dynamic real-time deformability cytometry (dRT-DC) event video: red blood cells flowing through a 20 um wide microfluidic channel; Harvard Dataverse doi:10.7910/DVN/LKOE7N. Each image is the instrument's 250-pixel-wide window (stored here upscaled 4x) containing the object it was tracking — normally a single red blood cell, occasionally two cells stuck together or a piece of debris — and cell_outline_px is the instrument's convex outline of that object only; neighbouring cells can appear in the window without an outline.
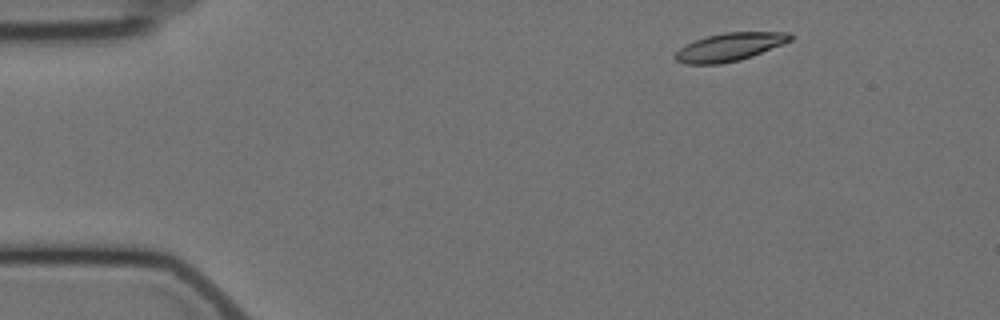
{"species": "Egyptian fruit bat (a non-hibernating species)", "species_latin": "Rousettus aegyptiacus", "temperature_condition": "cold", "stored_images_in_passage": 5, "camera_frame_rate_fps": 3000, "um_per_image_px": 0.085, "animal": {"sex": "female"}, "frame": {"image": 1, "passage_image": 1, "time_ms": 0.0, "image_size_px": [1000, 320], "cell_outline_px": [[796, 36], [792, 40], [784, 44], [752, 56], [740, 60], [720, 64], [684, 64], [676, 60], [672, 56], [680, 48], [696, 40], [708, 36], [724, 32], [792, 32]], "centroid_in_image_um": [62.07, 3.99], "position_along_channel_um": 22.9, "area_um2": 18.96}}
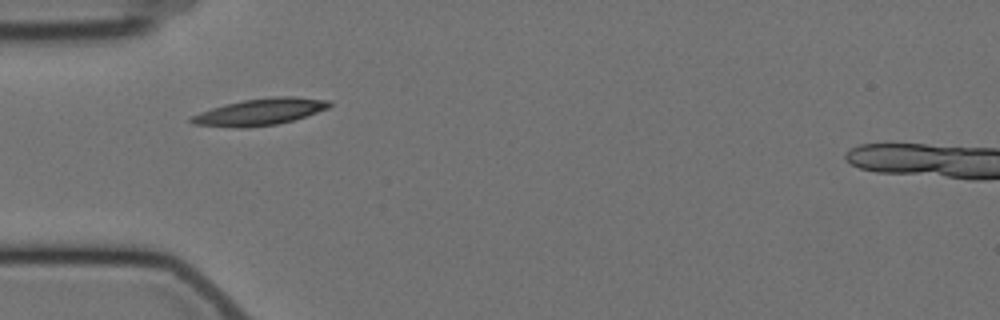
{"frame": {"image": 2, "passage_image": 4, "time_ms": 3.333, "image_size_px": [1000, 320], "cell_outline_px": [[332, 104], [328, 108], [292, 120], [276, 124], [244, 128], [236, 128], [192, 124], [188, 120], [192, 116], [200, 112], [224, 104], [244, 100], [272, 96], [292, 96], [332, 100]], "centroid_in_image_um": [22.09, 9.5], "position_along_channel_um": 62.9, "area_um2": 21.44}}
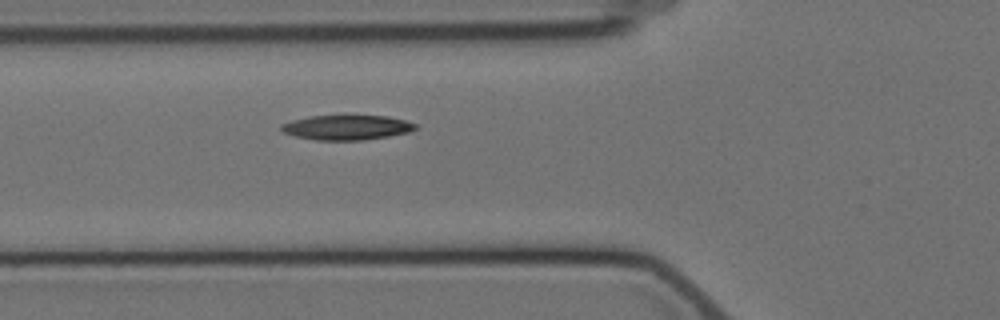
{"frame": {"image": 3, "passage_image": 5, "time_ms": 4.333, "image_size_px": [1000, 320], "cell_outline_px": [[416, 128], [408, 132], [388, 136], [364, 140], [316, 140], [296, 136], [284, 132], [280, 128], [280, 124], [292, 120], [308, 116], [388, 116], [404, 120], [416, 124]], "centroid_in_image_um": [29.45, 10.83], "position_along_channel_um": 96.4, "area_um2": 19.19}}